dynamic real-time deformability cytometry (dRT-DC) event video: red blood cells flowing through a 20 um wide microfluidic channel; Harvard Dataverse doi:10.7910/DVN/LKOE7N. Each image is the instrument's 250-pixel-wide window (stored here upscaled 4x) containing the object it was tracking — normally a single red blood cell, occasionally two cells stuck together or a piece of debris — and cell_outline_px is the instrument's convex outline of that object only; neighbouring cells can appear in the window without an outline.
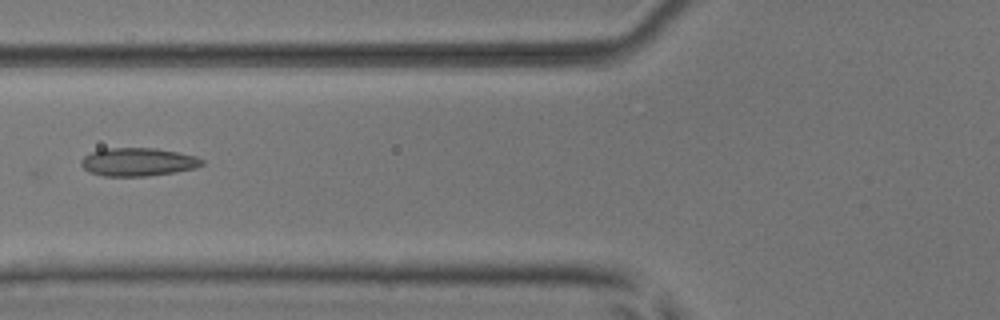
{"species": "common noctule bat (a hibernating species)", "species_latin": "Nyctalus noctula", "temperature_condition": "room temperature", "stored_images_in_passage": 8, "camera_frame_rate_fps": 3000, "um_per_image_px": 0.085, "animal": {"sex": "male", "body_mass_g": 17.9, "forearm_length_mm": 54.2}, "frame": {"image": 1, "passage_image": 7, "time_ms": 2.0, "image_size_px": [1000, 320], "cell_outline_px": [[204, 164], [196, 168], [176, 172], [148, 176], [104, 176], [88, 172], [80, 164], [80, 160], [84, 156], [92, 152], [104, 148], [156, 148], [196, 156], [204, 160]], "centroid_in_image_um": [11.73, 13.77], "position_along_channel_um": 114.1, "area_um2": 20.0}}
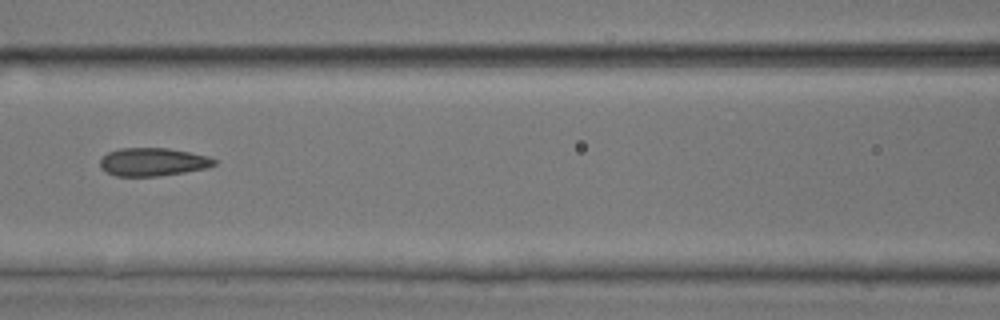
{"frame": {"image": 2, "passage_image": 8, "time_ms": 2.333, "image_size_px": [1000, 320], "cell_outline_px": [[216, 164], [208, 168], [160, 176], [116, 176], [100, 168], [100, 160], [108, 152], [120, 148], [168, 148], [208, 156], [216, 160]], "centroid_in_image_um": [13.0, 13.76], "position_along_channel_um": 153.6, "area_um2": 18.67}}